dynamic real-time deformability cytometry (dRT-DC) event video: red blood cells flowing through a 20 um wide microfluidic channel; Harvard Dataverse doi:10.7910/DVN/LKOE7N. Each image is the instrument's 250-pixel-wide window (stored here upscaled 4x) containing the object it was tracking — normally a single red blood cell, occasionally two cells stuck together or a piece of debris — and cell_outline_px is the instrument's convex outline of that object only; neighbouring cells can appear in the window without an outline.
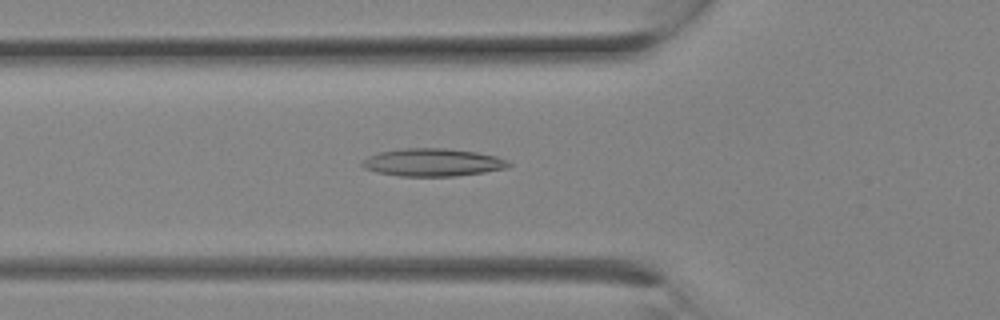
{"species": "Egyptian fruit bat (a non-hibernating species)", "species_latin": "Rousettus aegyptiacus", "temperature_condition": "room temperature", "stored_images_in_passage": 12, "camera_frame_rate_fps": 3000, "um_per_image_px": 0.085, "animal": {"sex": "female"}, "frame": {"image": 1, "passage_image": 10, "time_ms": 3.0, "image_size_px": [1000, 320], "cell_outline_px": [[512, 164], [508, 168], [484, 172], [456, 176], [400, 176], [376, 172], [364, 168], [360, 164], [368, 156], [380, 152], [400, 148], [444, 148], [476, 152], [496, 156], [508, 160]], "centroid_in_image_um": [36.79, 13.8], "position_along_channel_um": 89.0, "area_um2": 23.76}}
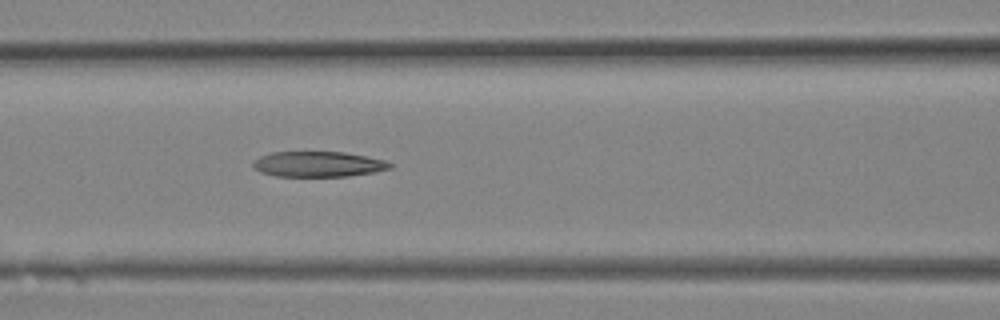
{"frame": {"image": 2, "passage_image": 12, "time_ms": 3.667, "image_size_px": [1000, 320], "cell_outline_px": [[392, 168], [372, 172], [348, 176], [276, 176], [260, 172], [252, 168], [252, 164], [260, 156], [272, 152], [344, 152], [384, 160], [392, 164]], "centroid_in_image_um": [27.01, 13.95], "position_along_channel_um": 139.6, "area_um2": 20.11}}